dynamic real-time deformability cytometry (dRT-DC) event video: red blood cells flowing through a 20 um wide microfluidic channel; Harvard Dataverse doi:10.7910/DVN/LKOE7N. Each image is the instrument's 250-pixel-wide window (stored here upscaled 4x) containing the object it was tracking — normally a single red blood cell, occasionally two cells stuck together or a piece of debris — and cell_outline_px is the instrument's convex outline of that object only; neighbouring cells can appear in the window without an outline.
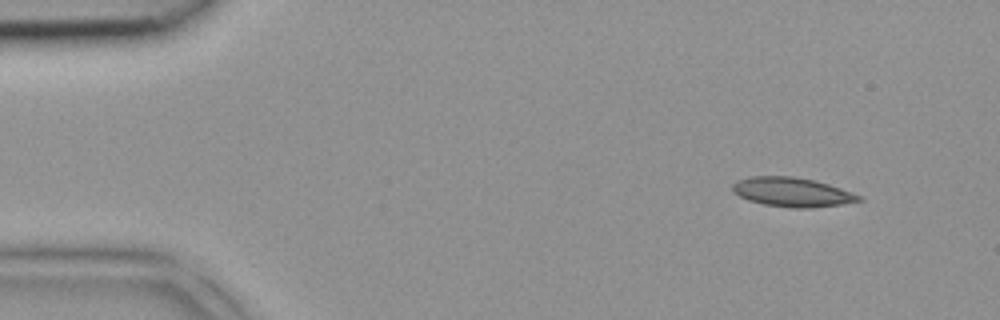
{"species": "common noctule bat (a hibernating species)", "species_latin": "Nyctalus noctula", "temperature_condition": "room temperature", "stored_images_in_passage": 3, "camera_frame_rate_fps": 3000, "um_per_image_px": 0.085, "animal": {"sex": "female", "body_mass_g": 18.4}, "frame": {"image": 1, "passage_image": 1, "time_ms": 0.0, "image_size_px": [1000, 320], "cell_outline_px": [[864, 200], [844, 204], [812, 208], [788, 208], [764, 204], [748, 200], [732, 192], [732, 184], [736, 180], [752, 176], [792, 176], [816, 180], [864, 196]], "centroid_in_image_um": [67.36, 16.33], "position_along_channel_um": 17.6, "area_um2": 21.85}}